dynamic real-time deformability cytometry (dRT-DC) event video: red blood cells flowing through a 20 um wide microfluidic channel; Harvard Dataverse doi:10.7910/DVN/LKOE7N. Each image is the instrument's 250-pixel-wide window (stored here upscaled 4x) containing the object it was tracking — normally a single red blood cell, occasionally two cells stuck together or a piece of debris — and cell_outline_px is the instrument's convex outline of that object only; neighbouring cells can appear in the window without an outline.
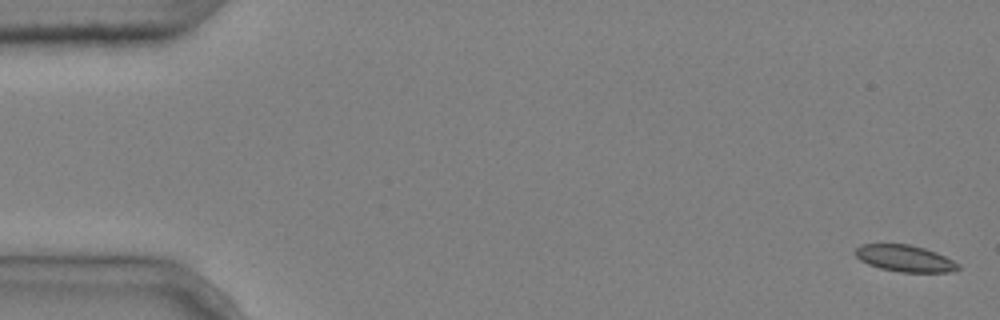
{"species": "common noctule bat (a hibernating species)", "species_latin": "Nyctalus noctula", "temperature_condition": "cold", "stored_images_in_passage": 5, "camera_frame_rate_fps": 3000, "um_per_image_px": 0.085, "animal": {"sex": "male", "body_mass_g": 20.4}, "frame": {"image": 1, "passage_image": 1, "time_ms": 0.0, "image_size_px": [1000, 320], "cell_outline_px": [[960, 268], [952, 272], [900, 272], [880, 268], [868, 264], [860, 260], [856, 256], [856, 248], [860, 244], [908, 244], [924, 248], [936, 252], [960, 264]], "centroid_in_image_um": [76.92, 21.96], "position_along_channel_um": 8.1, "area_um2": 15.9}}
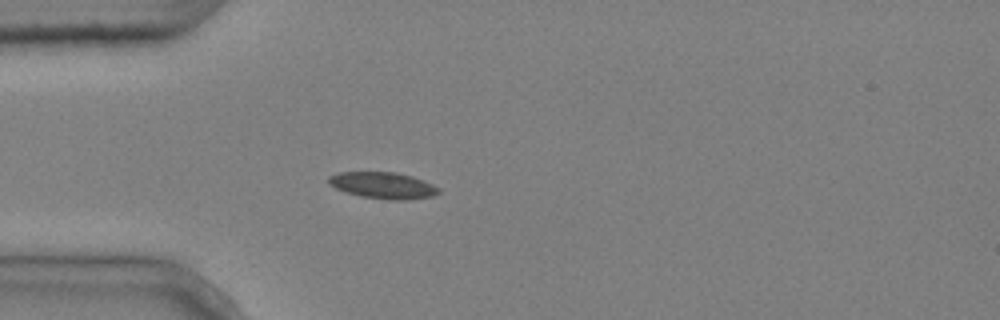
{"frame": {"image": 2, "passage_image": 5, "time_ms": 1.333, "image_size_px": [1000, 320], "cell_outline_px": [[440, 192], [432, 196], [408, 200], [388, 200], [360, 196], [344, 192], [328, 184], [328, 176], [340, 172], [396, 172], [412, 176], [432, 184], [440, 188]], "centroid_in_image_um": [32.54, 15.76], "position_along_channel_um": 52.5, "area_um2": 17.11}}